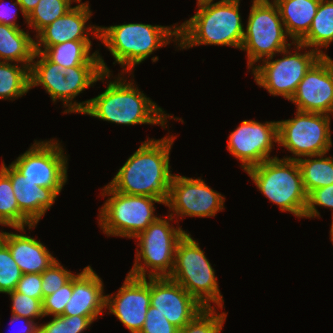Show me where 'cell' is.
Here are the masks:
<instances>
[{"instance_id":"cell-1","label":"cell","mask_w":333,"mask_h":333,"mask_svg":"<svg viewBox=\"0 0 333 333\" xmlns=\"http://www.w3.org/2000/svg\"><path fill=\"white\" fill-rule=\"evenodd\" d=\"M174 135L144 141L118 170L109 185L128 195L150 196L164 204L169 199L173 177L170 170V151Z\"/></svg>"},{"instance_id":"cell-2","label":"cell","mask_w":333,"mask_h":333,"mask_svg":"<svg viewBox=\"0 0 333 333\" xmlns=\"http://www.w3.org/2000/svg\"><path fill=\"white\" fill-rule=\"evenodd\" d=\"M239 5L240 0L197 2V12L178 26V46L189 49L199 45H220L241 49L245 28Z\"/></svg>"},{"instance_id":"cell-3","label":"cell","mask_w":333,"mask_h":333,"mask_svg":"<svg viewBox=\"0 0 333 333\" xmlns=\"http://www.w3.org/2000/svg\"><path fill=\"white\" fill-rule=\"evenodd\" d=\"M118 74L114 81L110 80L103 93L89 99L87 108L82 114L104 121L122 124H151L165 128L167 118L180 120L173 117L157 106L133 82H127L125 77Z\"/></svg>"},{"instance_id":"cell-4","label":"cell","mask_w":333,"mask_h":333,"mask_svg":"<svg viewBox=\"0 0 333 333\" xmlns=\"http://www.w3.org/2000/svg\"><path fill=\"white\" fill-rule=\"evenodd\" d=\"M176 26H161L144 23H127L101 27L99 40L110 51L124 72H132L135 65L142 63L154 51L170 44H178V24ZM175 38H174V37Z\"/></svg>"},{"instance_id":"cell-5","label":"cell","mask_w":333,"mask_h":333,"mask_svg":"<svg viewBox=\"0 0 333 333\" xmlns=\"http://www.w3.org/2000/svg\"><path fill=\"white\" fill-rule=\"evenodd\" d=\"M245 172L258 190L279 206L281 212H290L298 218L304 217L307 193L297 160L274 156Z\"/></svg>"},{"instance_id":"cell-6","label":"cell","mask_w":333,"mask_h":333,"mask_svg":"<svg viewBox=\"0 0 333 333\" xmlns=\"http://www.w3.org/2000/svg\"><path fill=\"white\" fill-rule=\"evenodd\" d=\"M168 278L179 283L204 308H211L212 302L223 309L224 300L215 270L199 243L189 233L177 244L174 266Z\"/></svg>"},{"instance_id":"cell-7","label":"cell","mask_w":333,"mask_h":333,"mask_svg":"<svg viewBox=\"0 0 333 333\" xmlns=\"http://www.w3.org/2000/svg\"><path fill=\"white\" fill-rule=\"evenodd\" d=\"M166 217L168 218L158 217L135 237L138 239L137 246L140 247V250L136 249L135 263L129 271V275L146 278L148 272V278L170 276L177 244L187 232L181 226L175 228L169 223L174 219L171 215Z\"/></svg>"},{"instance_id":"cell-8","label":"cell","mask_w":333,"mask_h":333,"mask_svg":"<svg viewBox=\"0 0 333 333\" xmlns=\"http://www.w3.org/2000/svg\"><path fill=\"white\" fill-rule=\"evenodd\" d=\"M101 196H110L99 209L98 225L107 236L135 238L158 217L154 203L164 204L150 196L128 195L115 191L109 184Z\"/></svg>"},{"instance_id":"cell-9","label":"cell","mask_w":333,"mask_h":333,"mask_svg":"<svg viewBox=\"0 0 333 333\" xmlns=\"http://www.w3.org/2000/svg\"><path fill=\"white\" fill-rule=\"evenodd\" d=\"M252 3L241 46L247 52L248 69L294 44L287 43L289 36L274 2L252 0Z\"/></svg>"},{"instance_id":"cell-10","label":"cell","mask_w":333,"mask_h":333,"mask_svg":"<svg viewBox=\"0 0 333 333\" xmlns=\"http://www.w3.org/2000/svg\"><path fill=\"white\" fill-rule=\"evenodd\" d=\"M294 45V54L289 51L290 46L280 52L283 58H267L252 69L254 81L258 86L266 89L270 95L283 96L289 101L305 74L322 57L313 49L304 51L303 54L299 53L302 48L305 50L307 47L299 42H294Z\"/></svg>"},{"instance_id":"cell-11","label":"cell","mask_w":333,"mask_h":333,"mask_svg":"<svg viewBox=\"0 0 333 333\" xmlns=\"http://www.w3.org/2000/svg\"><path fill=\"white\" fill-rule=\"evenodd\" d=\"M330 116L297 111L295 118L277 121V144L294 155L283 158L298 160L306 156L328 153L332 146Z\"/></svg>"},{"instance_id":"cell-12","label":"cell","mask_w":333,"mask_h":333,"mask_svg":"<svg viewBox=\"0 0 333 333\" xmlns=\"http://www.w3.org/2000/svg\"><path fill=\"white\" fill-rule=\"evenodd\" d=\"M58 142L54 139L36 140L25 153L11 163L27 179L38 186L52 189L57 195L68 177V158L64 155L63 146Z\"/></svg>"},{"instance_id":"cell-13","label":"cell","mask_w":333,"mask_h":333,"mask_svg":"<svg viewBox=\"0 0 333 333\" xmlns=\"http://www.w3.org/2000/svg\"><path fill=\"white\" fill-rule=\"evenodd\" d=\"M225 198L211 189L203 179L173 174L169 199L165 206L172 210L171 216L215 217L224 210Z\"/></svg>"},{"instance_id":"cell-14","label":"cell","mask_w":333,"mask_h":333,"mask_svg":"<svg viewBox=\"0 0 333 333\" xmlns=\"http://www.w3.org/2000/svg\"><path fill=\"white\" fill-rule=\"evenodd\" d=\"M228 151L241 162L244 171L270 157L274 143H278V122L260 123L243 120L228 136Z\"/></svg>"},{"instance_id":"cell-15","label":"cell","mask_w":333,"mask_h":333,"mask_svg":"<svg viewBox=\"0 0 333 333\" xmlns=\"http://www.w3.org/2000/svg\"><path fill=\"white\" fill-rule=\"evenodd\" d=\"M296 111L333 114V60L322 56L300 81L290 100Z\"/></svg>"},{"instance_id":"cell-16","label":"cell","mask_w":333,"mask_h":333,"mask_svg":"<svg viewBox=\"0 0 333 333\" xmlns=\"http://www.w3.org/2000/svg\"><path fill=\"white\" fill-rule=\"evenodd\" d=\"M149 307L150 278L128 274L117 294L106 295L108 314H114L131 333H140Z\"/></svg>"},{"instance_id":"cell-17","label":"cell","mask_w":333,"mask_h":333,"mask_svg":"<svg viewBox=\"0 0 333 333\" xmlns=\"http://www.w3.org/2000/svg\"><path fill=\"white\" fill-rule=\"evenodd\" d=\"M150 305L178 329L204 309L179 283L168 277L150 278Z\"/></svg>"},{"instance_id":"cell-18","label":"cell","mask_w":333,"mask_h":333,"mask_svg":"<svg viewBox=\"0 0 333 333\" xmlns=\"http://www.w3.org/2000/svg\"><path fill=\"white\" fill-rule=\"evenodd\" d=\"M80 2L81 0L78 5L47 25L36 35V52L43 53L48 47L67 41H91L89 33L94 34V37L99 39L100 26H86V22L92 16L89 3Z\"/></svg>"},{"instance_id":"cell-19","label":"cell","mask_w":333,"mask_h":333,"mask_svg":"<svg viewBox=\"0 0 333 333\" xmlns=\"http://www.w3.org/2000/svg\"><path fill=\"white\" fill-rule=\"evenodd\" d=\"M103 281L92 269L86 266L73 277V291L66 304L63 316H87L92 321L103 316L106 304Z\"/></svg>"},{"instance_id":"cell-20","label":"cell","mask_w":333,"mask_h":333,"mask_svg":"<svg viewBox=\"0 0 333 333\" xmlns=\"http://www.w3.org/2000/svg\"><path fill=\"white\" fill-rule=\"evenodd\" d=\"M1 169L9 176L20 211L34 224L52 207L58 196L52 189L36 185L18 172L11 164L3 162Z\"/></svg>"},{"instance_id":"cell-21","label":"cell","mask_w":333,"mask_h":333,"mask_svg":"<svg viewBox=\"0 0 333 333\" xmlns=\"http://www.w3.org/2000/svg\"><path fill=\"white\" fill-rule=\"evenodd\" d=\"M0 240L9 248L11 256L23 274H42L57 261L42 242L26 234L1 230Z\"/></svg>"},{"instance_id":"cell-22","label":"cell","mask_w":333,"mask_h":333,"mask_svg":"<svg viewBox=\"0 0 333 333\" xmlns=\"http://www.w3.org/2000/svg\"><path fill=\"white\" fill-rule=\"evenodd\" d=\"M38 58L39 60L35 61ZM65 67L51 62L42 52H35L30 67V89L42 85L53 102L63 101L64 113H68V84L64 75Z\"/></svg>"},{"instance_id":"cell-23","label":"cell","mask_w":333,"mask_h":333,"mask_svg":"<svg viewBox=\"0 0 333 333\" xmlns=\"http://www.w3.org/2000/svg\"><path fill=\"white\" fill-rule=\"evenodd\" d=\"M280 17L293 42H299L309 31L320 0H277Z\"/></svg>"},{"instance_id":"cell-24","label":"cell","mask_w":333,"mask_h":333,"mask_svg":"<svg viewBox=\"0 0 333 333\" xmlns=\"http://www.w3.org/2000/svg\"><path fill=\"white\" fill-rule=\"evenodd\" d=\"M91 41H67L48 47L43 54L53 63L65 68L74 66H102L104 73H110L98 51L90 54Z\"/></svg>"},{"instance_id":"cell-25","label":"cell","mask_w":333,"mask_h":333,"mask_svg":"<svg viewBox=\"0 0 333 333\" xmlns=\"http://www.w3.org/2000/svg\"><path fill=\"white\" fill-rule=\"evenodd\" d=\"M35 40L21 28L0 23V61L16 62L31 67Z\"/></svg>"},{"instance_id":"cell-26","label":"cell","mask_w":333,"mask_h":333,"mask_svg":"<svg viewBox=\"0 0 333 333\" xmlns=\"http://www.w3.org/2000/svg\"><path fill=\"white\" fill-rule=\"evenodd\" d=\"M65 80L68 84V113L82 114L88 106L89 100L76 102L73 99L82 91L99 80L110 78L111 73H104L102 66H74L64 70Z\"/></svg>"},{"instance_id":"cell-27","label":"cell","mask_w":333,"mask_h":333,"mask_svg":"<svg viewBox=\"0 0 333 333\" xmlns=\"http://www.w3.org/2000/svg\"><path fill=\"white\" fill-rule=\"evenodd\" d=\"M333 42V0H320L308 33L299 41L322 56H328L321 48L327 49Z\"/></svg>"},{"instance_id":"cell-28","label":"cell","mask_w":333,"mask_h":333,"mask_svg":"<svg viewBox=\"0 0 333 333\" xmlns=\"http://www.w3.org/2000/svg\"><path fill=\"white\" fill-rule=\"evenodd\" d=\"M326 154L306 156L297 160L307 194L333 184V157H325Z\"/></svg>"},{"instance_id":"cell-29","label":"cell","mask_w":333,"mask_h":333,"mask_svg":"<svg viewBox=\"0 0 333 333\" xmlns=\"http://www.w3.org/2000/svg\"><path fill=\"white\" fill-rule=\"evenodd\" d=\"M0 225L24 232L34 225L19 209L9 176L0 168Z\"/></svg>"},{"instance_id":"cell-30","label":"cell","mask_w":333,"mask_h":333,"mask_svg":"<svg viewBox=\"0 0 333 333\" xmlns=\"http://www.w3.org/2000/svg\"><path fill=\"white\" fill-rule=\"evenodd\" d=\"M30 90V68L0 61V99L14 100ZM13 98V99H12Z\"/></svg>"},{"instance_id":"cell-31","label":"cell","mask_w":333,"mask_h":333,"mask_svg":"<svg viewBox=\"0 0 333 333\" xmlns=\"http://www.w3.org/2000/svg\"><path fill=\"white\" fill-rule=\"evenodd\" d=\"M76 1L78 3L80 0H40L25 22L38 34L47 25L72 9L71 4Z\"/></svg>"},{"instance_id":"cell-32","label":"cell","mask_w":333,"mask_h":333,"mask_svg":"<svg viewBox=\"0 0 333 333\" xmlns=\"http://www.w3.org/2000/svg\"><path fill=\"white\" fill-rule=\"evenodd\" d=\"M215 306L204 308L178 333H220L226 320L227 313H217Z\"/></svg>"},{"instance_id":"cell-33","label":"cell","mask_w":333,"mask_h":333,"mask_svg":"<svg viewBox=\"0 0 333 333\" xmlns=\"http://www.w3.org/2000/svg\"><path fill=\"white\" fill-rule=\"evenodd\" d=\"M22 275L9 248L0 240V293L14 291Z\"/></svg>"},{"instance_id":"cell-34","label":"cell","mask_w":333,"mask_h":333,"mask_svg":"<svg viewBox=\"0 0 333 333\" xmlns=\"http://www.w3.org/2000/svg\"><path fill=\"white\" fill-rule=\"evenodd\" d=\"M92 323L87 316H54L49 322L39 325L38 333H83Z\"/></svg>"},{"instance_id":"cell-35","label":"cell","mask_w":333,"mask_h":333,"mask_svg":"<svg viewBox=\"0 0 333 333\" xmlns=\"http://www.w3.org/2000/svg\"><path fill=\"white\" fill-rule=\"evenodd\" d=\"M7 294L10 295L12 301V315L22 316L33 321H35L34 318L45 317L42 300L26 296L16 290Z\"/></svg>"},{"instance_id":"cell-36","label":"cell","mask_w":333,"mask_h":333,"mask_svg":"<svg viewBox=\"0 0 333 333\" xmlns=\"http://www.w3.org/2000/svg\"><path fill=\"white\" fill-rule=\"evenodd\" d=\"M74 276L75 274H72L71 271L65 269L57 260L41 274L43 298L53 294L63 285L68 283Z\"/></svg>"},{"instance_id":"cell-37","label":"cell","mask_w":333,"mask_h":333,"mask_svg":"<svg viewBox=\"0 0 333 333\" xmlns=\"http://www.w3.org/2000/svg\"><path fill=\"white\" fill-rule=\"evenodd\" d=\"M73 291V278L55 291L53 294H50L44 297L43 304V313L44 316H60L63 314L66 304L69 301Z\"/></svg>"},{"instance_id":"cell-38","label":"cell","mask_w":333,"mask_h":333,"mask_svg":"<svg viewBox=\"0 0 333 333\" xmlns=\"http://www.w3.org/2000/svg\"><path fill=\"white\" fill-rule=\"evenodd\" d=\"M316 206H322L333 210V184L310 191L307 194V203L304 211L305 218L319 217ZM333 221V213H332Z\"/></svg>"},{"instance_id":"cell-39","label":"cell","mask_w":333,"mask_h":333,"mask_svg":"<svg viewBox=\"0 0 333 333\" xmlns=\"http://www.w3.org/2000/svg\"><path fill=\"white\" fill-rule=\"evenodd\" d=\"M179 329L171 324L156 308H148L144 326L140 333H178Z\"/></svg>"},{"instance_id":"cell-40","label":"cell","mask_w":333,"mask_h":333,"mask_svg":"<svg viewBox=\"0 0 333 333\" xmlns=\"http://www.w3.org/2000/svg\"><path fill=\"white\" fill-rule=\"evenodd\" d=\"M42 277L39 273L23 274L17 283L15 290L26 296L37 298L43 301V293L41 288Z\"/></svg>"},{"instance_id":"cell-41","label":"cell","mask_w":333,"mask_h":333,"mask_svg":"<svg viewBox=\"0 0 333 333\" xmlns=\"http://www.w3.org/2000/svg\"><path fill=\"white\" fill-rule=\"evenodd\" d=\"M16 7H18L19 10H21V13H22L24 19L27 20V16L23 13L22 7L17 0L14 3H12L11 5H9V4L3 5L2 0H0V23L1 24L20 28L19 25L16 23V19H17L16 16L18 15Z\"/></svg>"},{"instance_id":"cell-42","label":"cell","mask_w":333,"mask_h":333,"mask_svg":"<svg viewBox=\"0 0 333 333\" xmlns=\"http://www.w3.org/2000/svg\"><path fill=\"white\" fill-rule=\"evenodd\" d=\"M22 324V321H24V323L22 324V328L20 329V331L18 333H38L39 330V325L37 323H35L33 320H30L28 318H24L22 316H16V315H12L11 316V322L10 323H20ZM17 326V325H16Z\"/></svg>"},{"instance_id":"cell-43","label":"cell","mask_w":333,"mask_h":333,"mask_svg":"<svg viewBox=\"0 0 333 333\" xmlns=\"http://www.w3.org/2000/svg\"><path fill=\"white\" fill-rule=\"evenodd\" d=\"M22 7L23 13L28 16L40 0H17Z\"/></svg>"},{"instance_id":"cell-44","label":"cell","mask_w":333,"mask_h":333,"mask_svg":"<svg viewBox=\"0 0 333 333\" xmlns=\"http://www.w3.org/2000/svg\"><path fill=\"white\" fill-rule=\"evenodd\" d=\"M330 229H331L330 230V239H331L332 244H333V228L331 227Z\"/></svg>"},{"instance_id":"cell-45","label":"cell","mask_w":333,"mask_h":333,"mask_svg":"<svg viewBox=\"0 0 333 333\" xmlns=\"http://www.w3.org/2000/svg\"><path fill=\"white\" fill-rule=\"evenodd\" d=\"M261 1H265V2H270V0H261ZM277 0H273V1H271V2H276Z\"/></svg>"}]
</instances>
